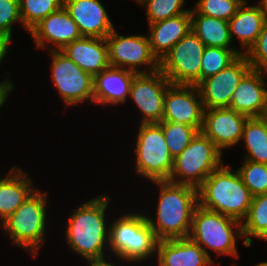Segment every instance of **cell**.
I'll return each mask as SVG.
<instances>
[{"label":"cell","instance_id":"cell-26","mask_svg":"<svg viewBox=\"0 0 267 266\" xmlns=\"http://www.w3.org/2000/svg\"><path fill=\"white\" fill-rule=\"evenodd\" d=\"M246 147L245 160L267 165V124L259 117L248 118L240 142Z\"/></svg>","mask_w":267,"mask_h":266},{"label":"cell","instance_id":"cell-40","mask_svg":"<svg viewBox=\"0 0 267 266\" xmlns=\"http://www.w3.org/2000/svg\"><path fill=\"white\" fill-rule=\"evenodd\" d=\"M258 6L260 7L262 13L265 15L267 18V0H261L258 3Z\"/></svg>","mask_w":267,"mask_h":266},{"label":"cell","instance_id":"cell-41","mask_svg":"<svg viewBox=\"0 0 267 266\" xmlns=\"http://www.w3.org/2000/svg\"><path fill=\"white\" fill-rule=\"evenodd\" d=\"M134 1H136V2H138L139 3V5H143V4H145L147 1H149V0H134Z\"/></svg>","mask_w":267,"mask_h":266},{"label":"cell","instance_id":"cell-4","mask_svg":"<svg viewBox=\"0 0 267 266\" xmlns=\"http://www.w3.org/2000/svg\"><path fill=\"white\" fill-rule=\"evenodd\" d=\"M108 225V247L119 260L137 263L152 255L156 257L159 239L145 214L128 213Z\"/></svg>","mask_w":267,"mask_h":266},{"label":"cell","instance_id":"cell-16","mask_svg":"<svg viewBox=\"0 0 267 266\" xmlns=\"http://www.w3.org/2000/svg\"><path fill=\"white\" fill-rule=\"evenodd\" d=\"M29 34L33 37L36 48L49 47L50 51L62 50L67 44L82 37L77 24L64 6L42 19ZM51 44L54 47H51Z\"/></svg>","mask_w":267,"mask_h":266},{"label":"cell","instance_id":"cell-8","mask_svg":"<svg viewBox=\"0 0 267 266\" xmlns=\"http://www.w3.org/2000/svg\"><path fill=\"white\" fill-rule=\"evenodd\" d=\"M135 171L153 181L169 180L173 168L162 127L158 123L140 124L135 142Z\"/></svg>","mask_w":267,"mask_h":266},{"label":"cell","instance_id":"cell-2","mask_svg":"<svg viewBox=\"0 0 267 266\" xmlns=\"http://www.w3.org/2000/svg\"><path fill=\"white\" fill-rule=\"evenodd\" d=\"M160 187L156 220L146 216L159 240L187 238L198 205V189L168 180L153 181Z\"/></svg>","mask_w":267,"mask_h":266},{"label":"cell","instance_id":"cell-14","mask_svg":"<svg viewBox=\"0 0 267 266\" xmlns=\"http://www.w3.org/2000/svg\"><path fill=\"white\" fill-rule=\"evenodd\" d=\"M204 106L196 85L171 84L164 97L162 121L186 124L199 131L203 124Z\"/></svg>","mask_w":267,"mask_h":266},{"label":"cell","instance_id":"cell-24","mask_svg":"<svg viewBox=\"0 0 267 266\" xmlns=\"http://www.w3.org/2000/svg\"><path fill=\"white\" fill-rule=\"evenodd\" d=\"M248 2L242 3L236 14L228 21L231 40L233 35L239 40V44L246 53L255 43L262 31L263 24L266 20L258 4L248 6Z\"/></svg>","mask_w":267,"mask_h":266},{"label":"cell","instance_id":"cell-1","mask_svg":"<svg viewBox=\"0 0 267 266\" xmlns=\"http://www.w3.org/2000/svg\"><path fill=\"white\" fill-rule=\"evenodd\" d=\"M111 199L110 195L101 194L81 204L68 218L65 240L87 262L106 260L109 225L105 222V211Z\"/></svg>","mask_w":267,"mask_h":266},{"label":"cell","instance_id":"cell-32","mask_svg":"<svg viewBox=\"0 0 267 266\" xmlns=\"http://www.w3.org/2000/svg\"><path fill=\"white\" fill-rule=\"evenodd\" d=\"M184 4L185 0H149L142 6H145L148 23L152 24L189 12L183 9Z\"/></svg>","mask_w":267,"mask_h":266},{"label":"cell","instance_id":"cell-25","mask_svg":"<svg viewBox=\"0 0 267 266\" xmlns=\"http://www.w3.org/2000/svg\"><path fill=\"white\" fill-rule=\"evenodd\" d=\"M190 14L192 31L205 46L236 49L231 47L233 40H231L227 20L205 16L194 9H190Z\"/></svg>","mask_w":267,"mask_h":266},{"label":"cell","instance_id":"cell-36","mask_svg":"<svg viewBox=\"0 0 267 266\" xmlns=\"http://www.w3.org/2000/svg\"><path fill=\"white\" fill-rule=\"evenodd\" d=\"M14 84L8 78H5V81L0 83V109L3 104L6 102L7 97L10 92L14 90Z\"/></svg>","mask_w":267,"mask_h":266},{"label":"cell","instance_id":"cell-35","mask_svg":"<svg viewBox=\"0 0 267 266\" xmlns=\"http://www.w3.org/2000/svg\"><path fill=\"white\" fill-rule=\"evenodd\" d=\"M18 21L23 26L19 0H0V35L12 39V26Z\"/></svg>","mask_w":267,"mask_h":266},{"label":"cell","instance_id":"cell-6","mask_svg":"<svg viewBox=\"0 0 267 266\" xmlns=\"http://www.w3.org/2000/svg\"><path fill=\"white\" fill-rule=\"evenodd\" d=\"M46 202L47 193L35 189L12 215L0 223L14 245L26 249L34 258L46 242Z\"/></svg>","mask_w":267,"mask_h":266},{"label":"cell","instance_id":"cell-3","mask_svg":"<svg viewBox=\"0 0 267 266\" xmlns=\"http://www.w3.org/2000/svg\"><path fill=\"white\" fill-rule=\"evenodd\" d=\"M253 195L237 170L222 164L198 188V205L240 221L246 218Z\"/></svg>","mask_w":267,"mask_h":266},{"label":"cell","instance_id":"cell-30","mask_svg":"<svg viewBox=\"0 0 267 266\" xmlns=\"http://www.w3.org/2000/svg\"><path fill=\"white\" fill-rule=\"evenodd\" d=\"M242 52L238 51V48L236 50L206 46L201 61V81L228 67L243 54Z\"/></svg>","mask_w":267,"mask_h":266},{"label":"cell","instance_id":"cell-20","mask_svg":"<svg viewBox=\"0 0 267 266\" xmlns=\"http://www.w3.org/2000/svg\"><path fill=\"white\" fill-rule=\"evenodd\" d=\"M156 255L158 266L214 265L203 248L189 237L159 240Z\"/></svg>","mask_w":267,"mask_h":266},{"label":"cell","instance_id":"cell-23","mask_svg":"<svg viewBox=\"0 0 267 266\" xmlns=\"http://www.w3.org/2000/svg\"><path fill=\"white\" fill-rule=\"evenodd\" d=\"M9 172V175H5L0 179L1 223L12 215L36 189L32 186L33 181L29 178L28 172L22 171L21 167L13 166Z\"/></svg>","mask_w":267,"mask_h":266},{"label":"cell","instance_id":"cell-19","mask_svg":"<svg viewBox=\"0 0 267 266\" xmlns=\"http://www.w3.org/2000/svg\"><path fill=\"white\" fill-rule=\"evenodd\" d=\"M267 71L251 69L235 89L229 108L251 117H259L267 97Z\"/></svg>","mask_w":267,"mask_h":266},{"label":"cell","instance_id":"cell-31","mask_svg":"<svg viewBox=\"0 0 267 266\" xmlns=\"http://www.w3.org/2000/svg\"><path fill=\"white\" fill-rule=\"evenodd\" d=\"M241 165L237 171L250 193L253 196L267 193V165L244 159Z\"/></svg>","mask_w":267,"mask_h":266},{"label":"cell","instance_id":"cell-12","mask_svg":"<svg viewBox=\"0 0 267 266\" xmlns=\"http://www.w3.org/2000/svg\"><path fill=\"white\" fill-rule=\"evenodd\" d=\"M170 85L168 78L160 70L134 76L129 97L143 114L141 124L162 121L165 92Z\"/></svg>","mask_w":267,"mask_h":266},{"label":"cell","instance_id":"cell-7","mask_svg":"<svg viewBox=\"0 0 267 266\" xmlns=\"http://www.w3.org/2000/svg\"><path fill=\"white\" fill-rule=\"evenodd\" d=\"M223 152L201 131L173 159L168 181L198 189L203 181L223 163Z\"/></svg>","mask_w":267,"mask_h":266},{"label":"cell","instance_id":"cell-29","mask_svg":"<svg viewBox=\"0 0 267 266\" xmlns=\"http://www.w3.org/2000/svg\"><path fill=\"white\" fill-rule=\"evenodd\" d=\"M158 124L162 127L168 151L173 159L190 144L199 132L197 128L181 123L161 121Z\"/></svg>","mask_w":267,"mask_h":266},{"label":"cell","instance_id":"cell-17","mask_svg":"<svg viewBox=\"0 0 267 266\" xmlns=\"http://www.w3.org/2000/svg\"><path fill=\"white\" fill-rule=\"evenodd\" d=\"M63 6L82 36L106 38L115 29L100 0H64Z\"/></svg>","mask_w":267,"mask_h":266},{"label":"cell","instance_id":"cell-13","mask_svg":"<svg viewBox=\"0 0 267 266\" xmlns=\"http://www.w3.org/2000/svg\"><path fill=\"white\" fill-rule=\"evenodd\" d=\"M251 69L246 56L241 54L225 69L203 79L197 87L204 109L229 108L235 89Z\"/></svg>","mask_w":267,"mask_h":266},{"label":"cell","instance_id":"cell-21","mask_svg":"<svg viewBox=\"0 0 267 266\" xmlns=\"http://www.w3.org/2000/svg\"><path fill=\"white\" fill-rule=\"evenodd\" d=\"M61 51L92 77L110 66L106 38L82 36Z\"/></svg>","mask_w":267,"mask_h":266},{"label":"cell","instance_id":"cell-28","mask_svg":"<svg viewBox=\"0 0 267 266\" xmlns=\"http://www.w3.org/2000/svg\"><path fill=\"white\" fill-rule=\"evenodd\" d=\"M63 4L64 0H19L23 29L29 32L42 19L61 8Z\"/></svg>","mask_w":267,"mask_h":266},{"label":"cell","instance_id":"cell-11","mask_svg":"<svg viewBox=\"0 0 267 266\" xmlns=\"http://www.w3.org/2000/svg\"><path fill=\"white\" fill-rule=\"evenodd\" d=\"M116 31L114 29L106 37L110 66L127 69L137 74L159 70V61L151 51L148 36H122ZM142 65L147 68L141 70Z\"/></svg>","mask_w":267,"mask_h":266},{"label":"cell","instance_id":"cell-15","mask_svg":"<svg viewBox=\"0 0 267 266\" xmlns=\"http://www.w3.org/2000/svg\"><path fill=\"white\" fill-rule=\"evenodd\" d=\"M248 118L230 108L204 109L200 131L224 151L240 142Z\"/></svg>","mask_w":267,"mask_h":266},{"label":"cell","instance_id":"cell-38","mask_svg":"<svg viewBox=\"0 0 267 266\" xmlns=\"http://www.w3.org/2000/svg\"><path fill=\"white\" fill-rule=\"evenodd\" d=\"M108 260L104 261H94V262H88L89 266H116L113 263H110Z\"/></svg>","mask_w":267,"mask_h":266},{"label":"cell","instance_id":"cell-18","mask_svg":"<svg viewBox=\"0 0 267 266\" xmlns=\"http://www.w3.org/2000/svg\"><path fill=\"white\" fill-rule=\"evenodd\" d=\"M137 73L109 66L93 77V102L118 105L126 102L131 83Z\"/></svg>","mask_w":267,"mask_h":266},{"label":"cell","instance_id":"cell-5","mask_svg":"<svg viewBox=\"0 0 267 266\" xmlns=\"http://www.w3.org/2000/svg\"><path fill=\"white\" fill-rule=\"evenodd\" d=\"M239 237H243L240 221L200 205L196 206L189 238L200 245L213 262L215 261L211 258L208 248L220 256L237 258L239 254L236 239Z\"/></svg>","mask_w":267,"mask_h":266},{"label":"cell","instance_id":"cell-22","mask_svg":"<svg viewBox=\"0 0 267 266\" xmlns=\"http://www.w3.org/2000/svg\"><path fill=\"white\" fill-rule=\"evenodd\" d=\"M149 26V43L153 55L160 62L164 56L191 30L190 11Z\"/></svg>","mask_w":267,"mask_h":266},{"label":"cell","instance_id":"cell-27","mask_svg":"<svg viewBox=\"0 0 267 266\" xmlns=\"http://www.w3.org/2000/svg\"><path fill=\"white\" fill-rule=\"evenodd\" d=\"M242 222L244 245L250 247L255 237L267 240V193L253 196L248 214Z\"/></svg>","mask_w":267,"mask_h":266},{"label":"cell","instance_id":"cell-37","mask_svg":"<svg viewBox=\"0 0 267 266\" xmlns=\"http://www.w3.org/2000/svg\"><path fill=\"white\" fill-rule=\"evenodd\" d=\"M10 43H11L10 38L0 35V64L2 63L3 59L6 57L7 51H9Z\"/></svg>","mask_w":267,"mask_h":266},{"label":"cell","instance_id":"cell-42","mask_svg":"<svg viewBox=\"0 0 267 266\" xmlns=\"http://www.w3.org/2000/svg\"><path fill=\"white\" fill-rule=\"evenodd\" d=\"M233 266H237V265H233ZM255 266H267V261L266 262L262 261L261 263L255 265Z\"/></svg>","mask_w":267,"mask_h":266},{"label":"cell","instance_id":"cell-39","mask_svg":"<svg viewBox=\"0 0 267 266\" xmlns=\"http://www.w3.org/2000/svg\"><path fill=\"white\" fill-rule=\"evenodd\" d=\"M259 118H260L263 122H265V123L267 124V97H266V99H265V103H264V105H263V109H262V112H261Z\"/></svg>","mask_w":267,"mask_h":266},{"label":"cell","instance_id":"cell-10","mask_svg":"<svg viewBox=\"0 0 267 266\" xmlns=\"http://www.w3.org/2000/svg\"><path fill=\"white\" fill-rule=\"evenodd\" d=\"M51 78L64 106L93 103V77L83 71L61 50H51Z\"/></svg>","mask_w":267,"mask_h":266},{"label":"cell","instance_id":"cell-33","mask_svg":"<svg viewBox=\"0 0 267 266\" xmlns=\"http://www.w3.org/2000/svg\"><path fill=\"white\" fill-rule=\"evenodd\" d=\"M240 5L237 0H198L193 9L199 14L229 21Z\"/></svg>","mask_w":267,"mask_h":266},{"label":"cell","instance_id":"cell-9","mask_svg":"<svg viewBox=\"0 0 267 266\" xmlns=\"http://www.w3.org/2000/svg\"><path fill=\"white\" fill-rule=\"evenodd\" d=\"M206 46L191 30L159 62V70L173 85H198Z\"/></svg>","mask_w":267,"mask_h":266},{"label":"cell","instance_id":"cell-34","mask_svg":"<svg viewBox=\"0 0 267 266\" xmlns=\"http://www.w3.org/2000/svg\"><path fill=\"white\" fill-rule=\"evenodd\" d=\"M244 55L252 69L267 71V18L255 43Z\"/></svg>","mask_w":267,"mask_h":266},{"label":"cell","instance_id":"cell-43","mask_svg":"<svg viewBox=\"0 0 267 266\" xmlns=\"http://www.w3.org/2000/svg\"><path fill=\"white\" fill-rule=\"evenodd\" d=\"M237 1H239L242 4V3H246L248 0H237Z\"/></svg>","mask_w":267,"mask_h":266}]
</instances>
